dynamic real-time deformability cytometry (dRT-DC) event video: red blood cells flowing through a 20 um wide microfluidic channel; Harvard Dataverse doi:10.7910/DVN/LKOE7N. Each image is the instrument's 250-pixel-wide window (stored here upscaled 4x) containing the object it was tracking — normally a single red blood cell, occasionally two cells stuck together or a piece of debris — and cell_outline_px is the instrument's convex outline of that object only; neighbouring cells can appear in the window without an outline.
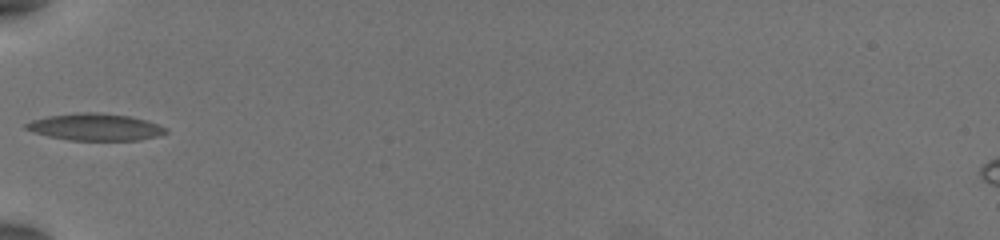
{"species": "common noctule bat (a hibernating species)", "species_latin": "Nyctalus noctula", "temperature_condition": "warm", "stored_images_in_passage": 16, "camera_frame_rate_fps": 3000, "um_per_image_px": 0.085, "animal": {"sex": "female", "body_mass_g": 19.5, "forearm_length_mm": 54.1}, "frame": {"image": 1, "passage_image": 1, "time_ms": 0.0, "image_size_px": [1000, 240], "cell_outline_px": [[168, 132], [156, 136], [140, 140], [68, 140], [48, 136], [24, 128], [24, 124], [32, 120], [48, 116], [76, 112], [100, 112], [132, 116], [168, 128]], "centroid_in_image_um": [8.1, 10.79], "position_along_channel_um": 76.9, "area_um2": 21.96}}
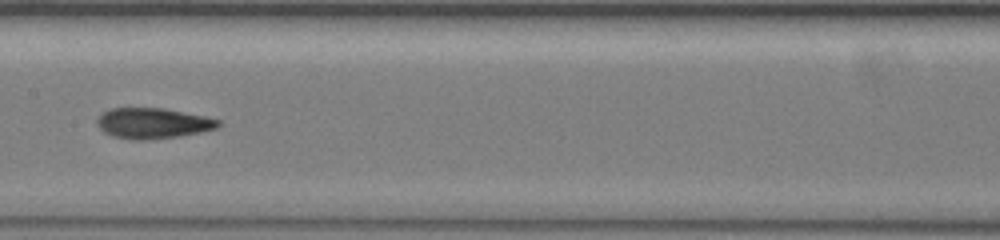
{"frame": {"image": 2, "passage_image": 7, "time_ms": 2.0, "image_size_px": [1000, 240], "cell_outline_px": [[220, 124], [216, 128], [200, 132], [176, 136], [144, 140], [132, 140], [112, 136], [104, 132], [100, 128], [96, 120], [108, 108], [164, 108], [204, 116], [220, 120]], "centroid_in_image_um": [12.97, 10.47], "position_along_channel_um": 194.4, "area_um2": 21.39}}
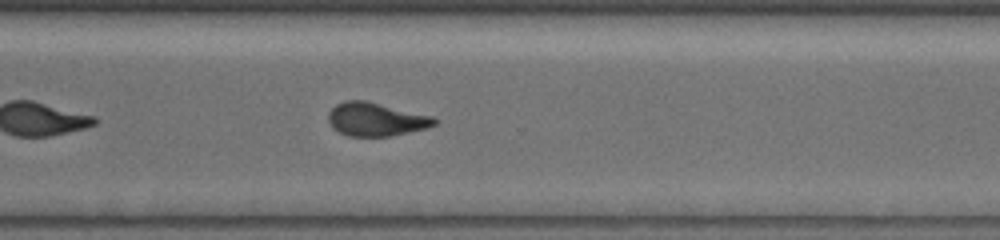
{"frame": {"image": 3, "passage_image": 11, "time_ms": 3.333, "image_size_px": [1000, 240], "cell_outline_px": [[440, 120], [436, 124], [428, 128], [388, 136], [348, 136], [332, 128], [328, 120], [328, 112], [336, 104], [344, 100], [364, 100], [432, 116]], "centroid_in_image_um": [31.94, 10.14], "position_along_channel_um": 338.7, "area_um2": 20.63}}